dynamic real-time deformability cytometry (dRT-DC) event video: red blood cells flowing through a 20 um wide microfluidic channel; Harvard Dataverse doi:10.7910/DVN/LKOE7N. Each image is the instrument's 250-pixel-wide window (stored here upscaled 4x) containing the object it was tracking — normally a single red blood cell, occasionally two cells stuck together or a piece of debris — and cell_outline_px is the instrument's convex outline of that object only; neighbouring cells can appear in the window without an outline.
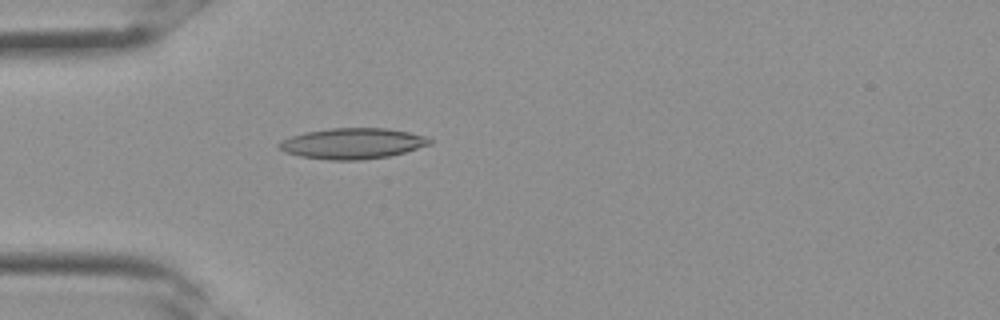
{"species": "Egyptian fruit bat (a non-hibernating species)", "species_latin": "Rousettus aegyptiacus", "temperature_condition": "room temperature", "stored_images_in_passage": 22, "camera_frame_rate_fps": 3000, "um_per_image_px": 0.085, "frame": {"image": 1, "passage_image": 1, "time_ms": 0.0, "image_size_px": [1000, 320], "cell_outline_px": [[432, 144], [404, 152], [388, 156], [360, 160], [328, 160], [300, 156], [284, 152], [276, 148], [276, 144], [280, 140], [304, 132], [332, 128], [388, 128], [408, 132], [424, 136], [432, 140]], "centroid_in_image_um": [29.91, 12.19], "position_along_channel_um": 55.1, "area_um2": 27.11}}
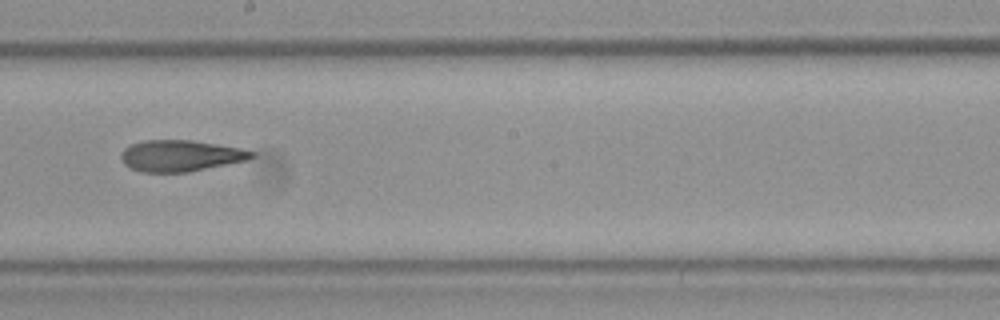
{"frame": {"image": 2, "passage_image": 10, "time_ms": 3.0, "image_size_px": [1000, 320], "cell_outline_px": [[256, 156], [248, 160], [188, 172], [140, 172], [124, 164], [120, 156], [120, 152], [128, 144], [144, 140], [192, 140], [240, 148], [256, 152]], "centroid_in_image_um": [15.33, 13.23], "position_along_channel_um": 232.9, "area_um2": 23.99}}
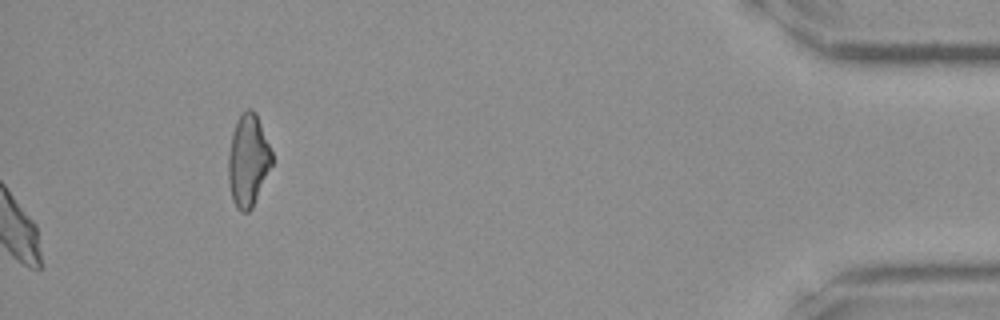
{"frame": {"image": 3, "passage_image": 22, "time_ms": 7.0, "image_size_px": [1000, 320], "cell_outline_px": [[272, 164], [252, 208], [248, 212], [240, 212], [236, 208], [232, 200], [228, 180], [228, 152], [232, 132], [236, 120], [240, 112], [248, 108], [252, 108], [256, 112], [272, 152]], "centroid_in_image_um": [21.06, 13.61], "position_along_channel_um": 414.1, "area_um2": 23.64}}